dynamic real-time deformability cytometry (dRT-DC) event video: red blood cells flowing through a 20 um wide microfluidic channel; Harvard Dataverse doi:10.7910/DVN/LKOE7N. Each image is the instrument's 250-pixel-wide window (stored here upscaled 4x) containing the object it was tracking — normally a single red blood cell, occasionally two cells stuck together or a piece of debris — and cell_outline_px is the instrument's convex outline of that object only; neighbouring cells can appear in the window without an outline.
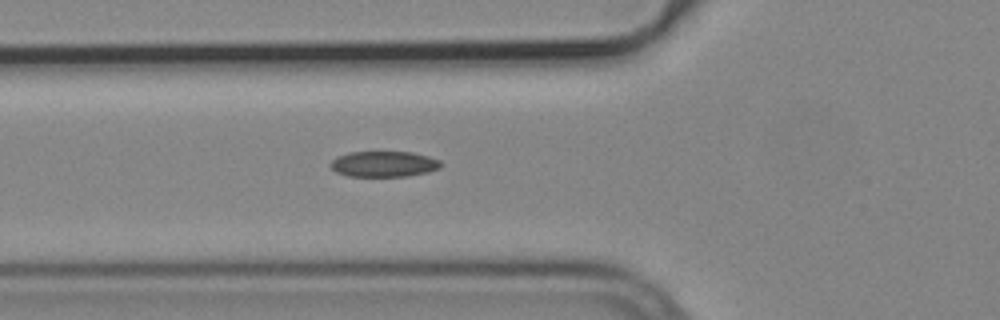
{"species": "common noctule bat (a hibernating species)", "species_latin": "Nyctalus noctula", "temperature_condition": "cold", "stored_images_in_passage": 7, "camera_frame_rate_fps": 3000, "um_per_image_px": 0.085, "animal": {"sex": "male", "body_mass_g": 19.2, "forearm_length_mm": 51.8}, "frame": {"image": 1, "passage_image": 7, "time_ms": 2.0, "image_size_px": [1000, 320], "cell_outline_px": [[444, 164], [440, 168], [428, 172], [408, 176], [348, 176], [336, 172], [328, 164], [336, 156], [348, 152], [412, 152], [428, 156], [440, 160]], "centroid_in_image_um": [32.63, 13.94], "position_along_channel_um": 93.2, "area_um2": 16.7}}